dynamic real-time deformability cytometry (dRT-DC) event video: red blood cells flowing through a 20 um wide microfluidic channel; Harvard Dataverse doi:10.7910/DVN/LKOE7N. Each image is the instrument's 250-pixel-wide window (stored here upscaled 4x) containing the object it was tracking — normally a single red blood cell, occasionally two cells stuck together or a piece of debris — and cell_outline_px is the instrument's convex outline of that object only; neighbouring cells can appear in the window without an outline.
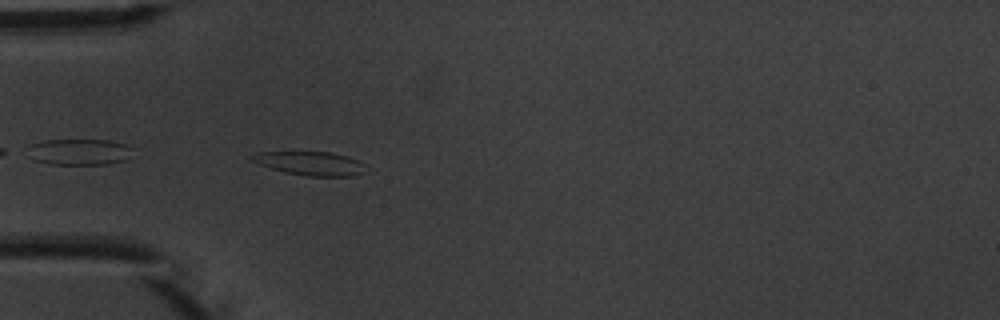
{"species": "common noctule bat (a hibernating species)", "species_latin": "Nyctalus noctula", "temperature_condition": "warm", "stored_images_in_passage": 4, "camera_frame_rate_fps": 3000, "um_per_image_px": 0.085, "animal": {"sex": "male", "body_mass_g": 20.1, "forearm_length_mm": 53.5}, "frame": {"image": 1, "passage_image": 4, "time_ms": 3.667, "image_size_px": [1000, 320], "cell_outline_px": [[364, 172], [352, 176], [308, 176], [284, 172], [248, 160], [248, 156], [260, 152], [332, 152], [348, 156], [364, 164]], "centroid_in_image_um": [26.35, 13.88], "position_along_channel_um": 58.7, "area_um2": 15.66}}